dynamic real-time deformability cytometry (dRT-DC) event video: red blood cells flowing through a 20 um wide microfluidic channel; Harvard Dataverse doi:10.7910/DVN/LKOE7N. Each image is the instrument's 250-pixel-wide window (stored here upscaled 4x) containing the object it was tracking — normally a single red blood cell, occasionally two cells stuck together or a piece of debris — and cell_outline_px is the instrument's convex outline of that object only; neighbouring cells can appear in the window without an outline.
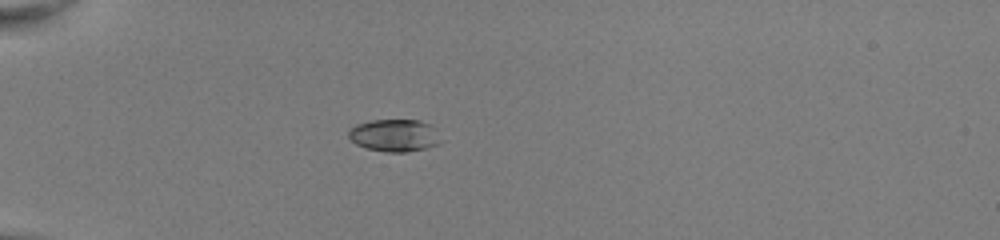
{"species": "common noctule bat (a hibernating species)", "species_latin": "Nyctalus noctula", "temperature_condition": "room temperature", "stored_images_in_passage": 37, "camera_frame_rate_fps": 3000, "um_per_image_px": 0.085, "animal": {"sex": "female", "body_mass_g": 22.0, "forearm_length_mm": 56.7}, "frame": {"image": 1, "passage_image": 2, "time_ms": 0.333, "image_size_px": [1000, 240], "cell_outline_px": [[444, 140], [440, 144], [424, 148], [404, 152], [388, 152], [368, 148], [356, 144], [348, 136], [348, 132], [356, 124], [372, 120], [420, 120], [428, 124]], "centroid_in_image_um": [33.55, 11.51], "position_along_channel_um": 51.5, "area_um2": 17.22}}
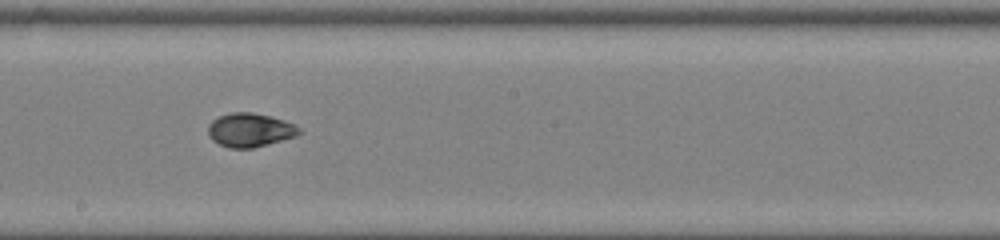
{"frame": {"image": 2, "passage_image": 17, "time_ms": 5.333, "image_size_px": [1000, 240], "cell_outline_px": [[300, 132], [296, 136], [252, 148], [232, 148], [220, 144], [212, 140], [208, 132], [208, 124], [212, 120], [220, 116], [232, 112], [252, 112], [284, 120], [300, 128]], "centroid_in_image_um": [21.22, 11.05], "position_along_channel_um": 227.0, "area_um2": 17.63}}
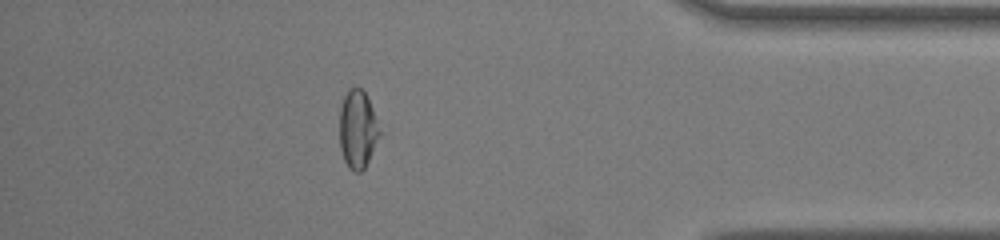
{"frame": {"image": 3, "passage_image": 32, "time_ms": 10.333, "image_size_px": [1000, 240], "cell_outline_px": [[380, 132], [368, 160], [364, 168], [360, 172], [352, 172], [348, 168], [344, 160], [340, 148], [340, 108], [344, 96], [348, 88], [360, 88], [364, 92], [372, 108]], "centroid_in_image_um": [30.36, 11.0], "position_along_channel_um": 404.8, "area_um2": 17.8}, "authors_computed_cell_mechanics": {"area_um2": 17.8024, "velocity_mm_per_s": 4.0484, "shape_relaxation_time_tau1_ms": 4.0663, "shape_relaxation_time_tau2_ms": 1.2989, "deformation_change_tau1": 0.1663, "deformation_change_tau2": 0.0367}}